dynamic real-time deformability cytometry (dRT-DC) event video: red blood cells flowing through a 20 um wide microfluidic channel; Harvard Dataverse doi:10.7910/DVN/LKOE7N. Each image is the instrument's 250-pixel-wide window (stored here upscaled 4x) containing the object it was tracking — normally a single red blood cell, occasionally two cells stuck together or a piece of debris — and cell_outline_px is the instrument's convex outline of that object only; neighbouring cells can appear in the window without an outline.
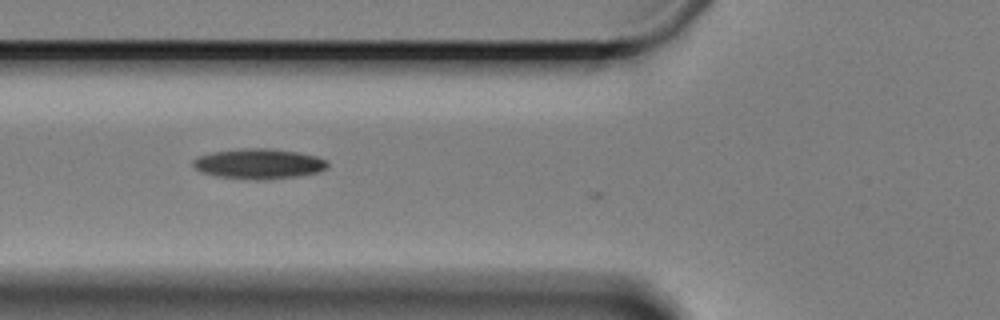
{"species": "Egyptian fruit bat (a non-hibernating species)", "species_latin": "Rousettus aegyptiacus", "temperature_condition": "cold", "stored_images_in_passage": 9, "camera_frame_rate_fps": 3000, "um_per_image_px": 0.085, "animal": {"sex": "female"}, "frame": {"image": 1, "passage_image": 8, "time_ms": 2.333, "image_size_px": [1000, 320], "cell_outline_px": [[328, 168], [316, 172], [296, 176], [264, 180], [256, 180], [216, 176], [200, 172], [192, 164], [192, 160], [200, 156], [212, 152], [240, 148], [268, 148], [296, 152], [316, 156], [328, 160]], "centroid_in_image_um": [21.98, 13.92], "position_along_channel_um": 103.8, "area_um2": 23.64}}